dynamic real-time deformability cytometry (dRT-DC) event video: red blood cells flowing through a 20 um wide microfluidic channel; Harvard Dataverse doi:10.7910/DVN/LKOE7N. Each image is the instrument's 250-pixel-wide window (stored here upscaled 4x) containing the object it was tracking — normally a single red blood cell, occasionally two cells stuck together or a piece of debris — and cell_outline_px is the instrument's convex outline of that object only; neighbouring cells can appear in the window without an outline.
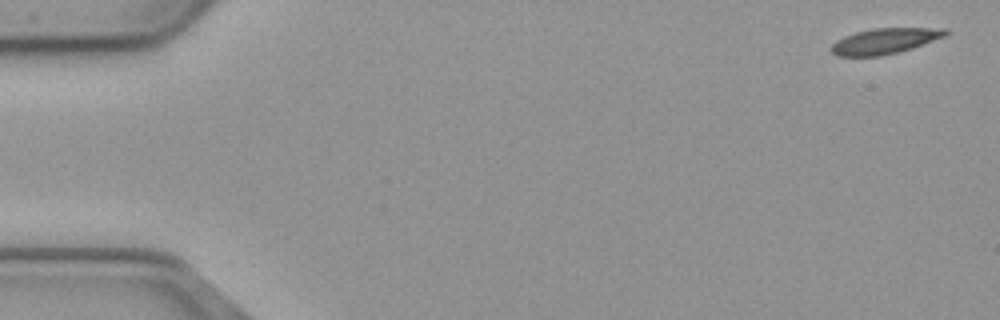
{"species": "common noctule bat (a hibernating species)", "species_latin": "Nyctalus noctula", "temperature_condition": "cold", "stored_images_in_passage": 4, "camera_frame_rate_fps": 3000, "um_per_image_px": 0.085, "animal": {"sex": "male", "body_mass_g": 23.1, "forearm_length_mm": 52.7}, "frame": {"image": 1, "passage_image": 1, "time_ms": 0.0, "image_size_px": [1000, 320], "cell_outline_px": [[952, 32], [944, 36], [912, 48], [900, 52], [880, 56], [836, 56], [828, 48], [836, 40], [844, 36], [856, 32], [872, 28], [948, 28]], "centroid_in_image_um": [75.19, 3.49], "position_along_channel_um": 9.8, "area_um2": 17.22}}